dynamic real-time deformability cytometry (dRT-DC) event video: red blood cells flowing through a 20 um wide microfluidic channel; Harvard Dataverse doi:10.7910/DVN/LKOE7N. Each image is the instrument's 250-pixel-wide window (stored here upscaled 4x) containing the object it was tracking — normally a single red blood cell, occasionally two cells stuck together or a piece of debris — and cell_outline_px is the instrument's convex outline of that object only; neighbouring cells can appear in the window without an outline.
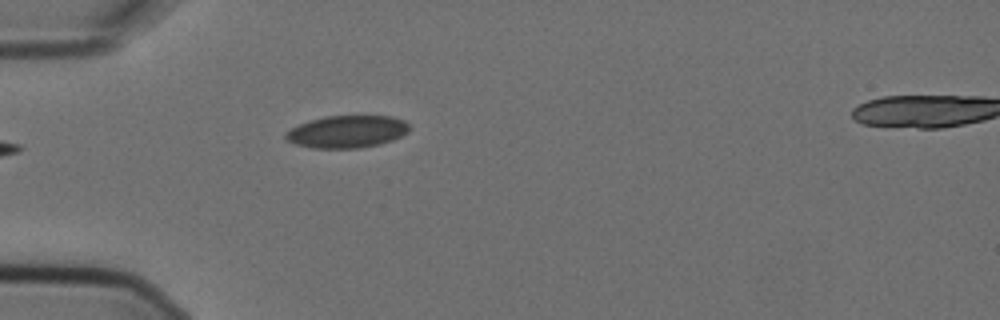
{"species": "Egyptian fruit bat (a non-hibernating species)", "species_latin": "Rousettus aegyptiacus", "temperature_condition": "cold", "stored_images_in_passage": 3, "segment_of_instrument_passage": [1, 2], "camera_frame_rate_fps": 3000, "um_per_image_px": 0.085, "animal": {"sex": "female"}, "frame": {"image": 1, "passage_image": 2, "time_ms": 0.333, "image_size_px": [1000, 320], "cell_outline_px": [[408, 132], [392, 140], [380, 144], [360, 148], [312, 148], [296, 144], [288, 140], [284, 136], [292, 128], [308, 120], [324, 116], [392, 116], [404, 120], [408, 124]], "centroid_in_image_um": [29.51, 11.19], "position_along_channel_um": 55.5, "area_um2": 23.18}}